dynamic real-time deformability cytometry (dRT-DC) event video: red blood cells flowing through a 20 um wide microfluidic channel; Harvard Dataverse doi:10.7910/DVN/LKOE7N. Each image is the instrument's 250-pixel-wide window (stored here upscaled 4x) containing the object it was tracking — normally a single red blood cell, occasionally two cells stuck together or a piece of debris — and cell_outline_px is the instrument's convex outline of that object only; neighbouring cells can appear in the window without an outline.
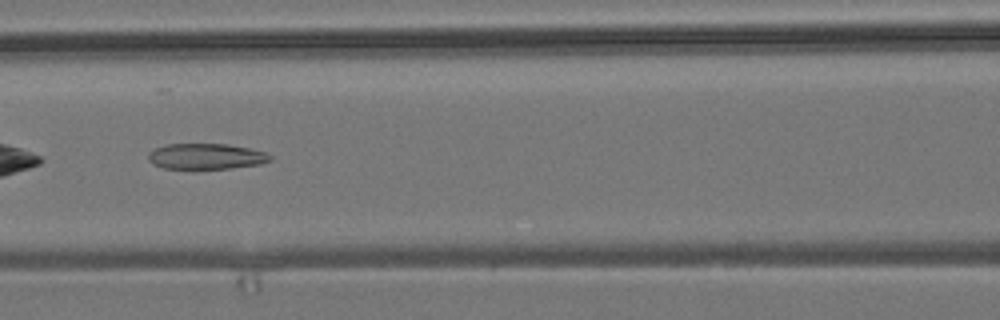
{"species": "common noctule bat (a hibernating species)", "species_latin": "Nyctalus noctula", "temperature_condition": "room temperature", "stored_images_in_passage": 35, "camera_frame_rate_fps": 3000, "um_per_image_px": 0.085, "animal": {"sex": "male", "body_mass_g": 19.2, "forearm_length_mm": 51.8}, "frame": {"image": 1, "passage_image": 11, "time_ms": 3.333, "image_size_px": [1000, 320], "cell_outline_px": [[272, 160], [260, 164], [228, 168], [164, 168], [152, 164], [148, 160], [148, 152], [156, 148], [168, 144], [228, 144], [248, 148], [264, 152], [272, 156]], "centroid_in_image_um": [17.5, 13.28], "position_along_channel_um": 149.1, "area_um2": 18.09}, "authors_computed_cell_mechanics": {"area_um2": 18.9584, "velocity_mm_per_s": 3.8224, "shape_relaxation_time_tau1_ms": null, "shape_relaxation_time_tau2_ms": 3.3611, "deformation_change_tau1": null, "deformation_change_tau2": 0.1411}}